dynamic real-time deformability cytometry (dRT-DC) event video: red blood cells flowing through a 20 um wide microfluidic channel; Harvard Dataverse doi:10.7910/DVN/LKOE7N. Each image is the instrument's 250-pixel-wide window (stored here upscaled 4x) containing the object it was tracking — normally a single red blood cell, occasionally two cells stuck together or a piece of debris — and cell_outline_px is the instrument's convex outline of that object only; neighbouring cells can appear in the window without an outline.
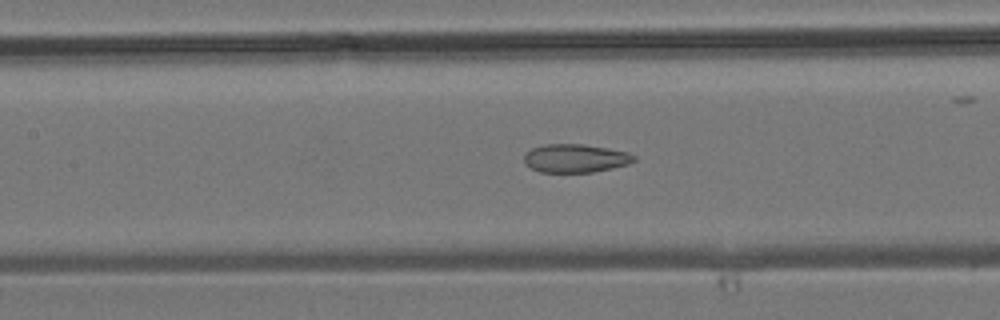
{"species": "common noctule bat (a hibernating species)", "species_latin": "Nyctalus noctula", "temperature_condition": "room temperature", "stored_images_in_passage": 43, "camera_frame_rate_fps": 3000, "um_per_image_px": 0.085, "animal": {"sex": "male", "body_mass_g": 19.2, "forearm_length_mm": 51.8}, "frame": {"image": 1, "passage_image": 19, "time_ms": 6.0, "image_size_px": [1000, 320], "cell_outline_px": [[636, 160], [628, 164], [612, 168], [592, 172], [540, 172], [532, 168], [524, 160], [524, 156], [532, 148], [544, 144], [584, 144], [608, 148], [628, 152], [636, 156]], "centroid_in_image_um": [48.95, 13.45], "position_along_channel_um": 158.5, "area_um2": 18.09}}
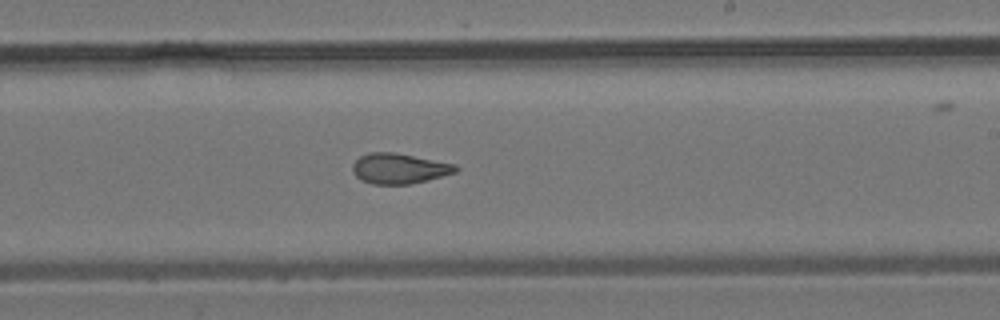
{"frame": {"image": 2, "passage_image": 25, "time_ms": 8.0, "image_size_px": [1000, 320], "cell_outline_px": [[460, 168], [456, 172], [428, 180], [412, 184], [372, 184], [360, 180], [352, 172], [352, 164], [360, 156], [368, 152], [392, 152], [456, 164]], "centroid_in_image_um": [33.91, 14.33], "position_along_channel_um": 255.1, "area_um2": 18.32}}
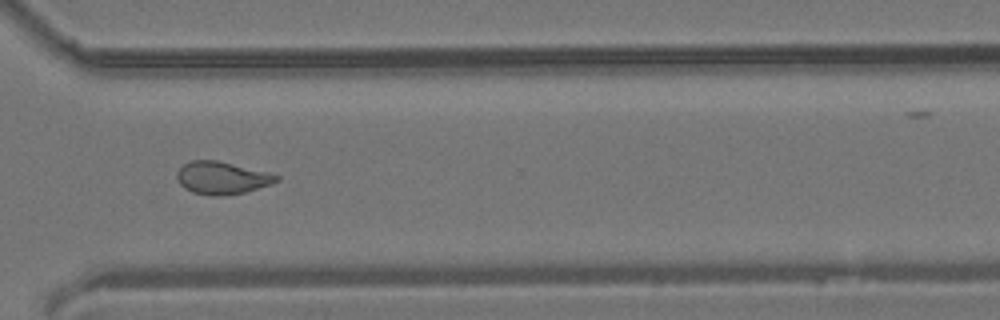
{"frame": {"image": 3, "passage_image": 31, "time_ms": 10.0, "image_size_px": [1000, 320], "cell_outline_px": [[280, 180], [244, 192], [224, 196], [212, 196], [192, 192], [184, 188], [180, 184], [176, 176], [176, 172], [184, 164], [192, 160], [216, 160], [268, 172], [280, 176]], "centroid_in_image_um": [18.83, 15.12], "position_along_channel_um": 351.8, "area_um2": 18.73}}